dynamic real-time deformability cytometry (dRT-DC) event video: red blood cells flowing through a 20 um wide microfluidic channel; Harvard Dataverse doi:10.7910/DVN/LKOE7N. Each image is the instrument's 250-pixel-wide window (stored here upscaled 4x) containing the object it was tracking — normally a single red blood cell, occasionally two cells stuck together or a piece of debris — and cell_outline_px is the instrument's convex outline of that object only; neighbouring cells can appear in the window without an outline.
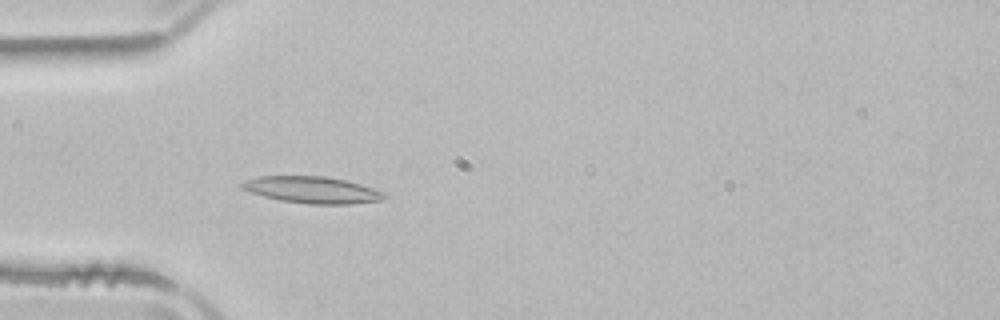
{"species": "common noctule bat (a hibernating species)", "species_latin": "Nyctalus noctula", "temperature_condition": "room temperature", "stored_images_in_passage": 3, "camera_frame_rate_fps": 3000, "um_per_image_px": 0.085, "animal": {"sex": "male", "body_mass_g": 21.5, "forearm_length_mm": 52.0}, "frame": {"image": 1, "passage_image": 3, "time_ms": 0.667, "image_size_px": [1000, 320], "cell_outline_px": [[388, 196], [380, 200], [352, 204], [308, 204], [280, 200], [264, 196], [240, 188], [240, 184], [244, 180], [260, 176], [324, 176], [344, 180], [360, 184], [384, 192]], "centroid_in_image_um": [26.52, 16.14], "position_along_channel_um": 58.5, "area_um2": 22.02}}